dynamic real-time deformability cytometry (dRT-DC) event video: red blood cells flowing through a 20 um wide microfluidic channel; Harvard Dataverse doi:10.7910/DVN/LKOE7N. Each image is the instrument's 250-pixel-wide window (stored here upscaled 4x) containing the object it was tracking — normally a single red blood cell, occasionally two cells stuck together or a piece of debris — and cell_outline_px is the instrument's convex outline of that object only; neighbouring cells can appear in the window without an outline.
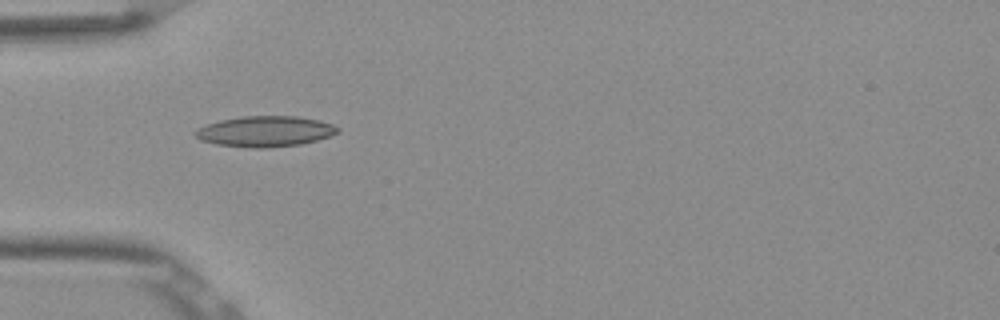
{"species": "Egyptian fruit bat (a non-hibernating species)", "species_latin": "Rousettus aegyptiacus", "temperature_condition": "room temperature", "stored_images_in_passage": 37, "camera_frame_rate_fps": 3000, "um_per_image_px": 0.085, "frame": {"image": 1, "passage_image": 1, "time_ms": 0.0, "image_size_px": [1000, 320], "cell_outline_px": [[340, 132], [316, 140], [300, 144], [268, 148], [256, 148], [216, 144], [200, 140], [192, 132], [204, 124], [220, 120], [240, 116], [296, 116], [320, 120], [332, 124], [340, 128]], "centroid_in_image_um": [22.51, 11.16], "position_along_channel_um": 62.5, "area_um2": 25.55}}
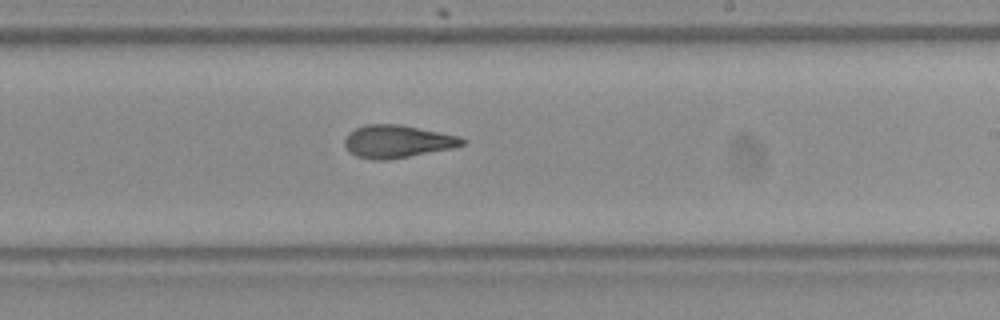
{"frame": {"image": 2, "passage_image": 16, "time_ms": 5.0, "image_size_px": [1000, 320], "cell_outline_px": [[464, 144], [452, 148], [388, 160], [372, 160], [356, 156], [348, 152], [344, 144], [344, 140], [348, 132], [356, 128], [368, 124], [400, 124], [460, 136], [464, 140]], "centroid_in_image_um": [33.72, 12.02], "position_along_channel_um": 255.3, "area_um2": 22.43}}
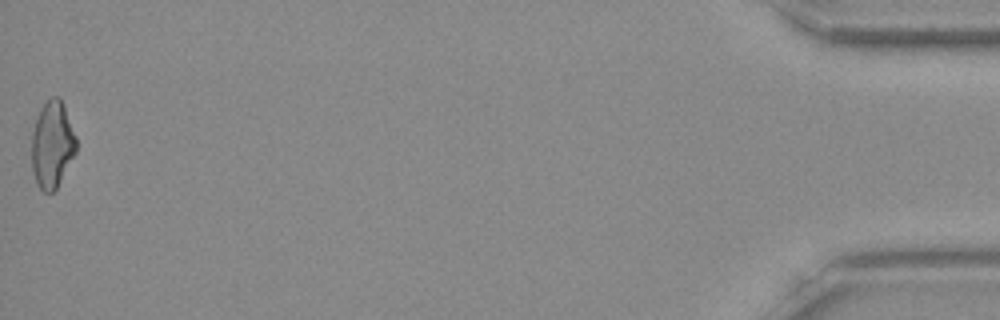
{"frame": {"image": 3, "passage_image": 37, "time_ms": 12.0, "image_size_px": [1000, 320], "cell_outline_px": [[76, 152], [56, 188], [52, 192], [44, 192], [36, 184], [32, 168], [32, 132], [40, 108], [52, 96], [60, 96], [64, 104], [76, 136]], "centroid_in_image_um": [4.44, 12.27], "position_along_channel_um": 430.8, "area_um2": 22.48}, "authors_computed_cell_mechanics": {"area_um2": 22.1374, "velocity_mm_per_s": 3.8784, "shape_relaxation_time_tau1_ms": 10.527, "shape_relaxation_time_tau2_ms": 2.2993, "deformation_change_tau1": 0.2397, "deformation_change_tau2": 0.0966}}